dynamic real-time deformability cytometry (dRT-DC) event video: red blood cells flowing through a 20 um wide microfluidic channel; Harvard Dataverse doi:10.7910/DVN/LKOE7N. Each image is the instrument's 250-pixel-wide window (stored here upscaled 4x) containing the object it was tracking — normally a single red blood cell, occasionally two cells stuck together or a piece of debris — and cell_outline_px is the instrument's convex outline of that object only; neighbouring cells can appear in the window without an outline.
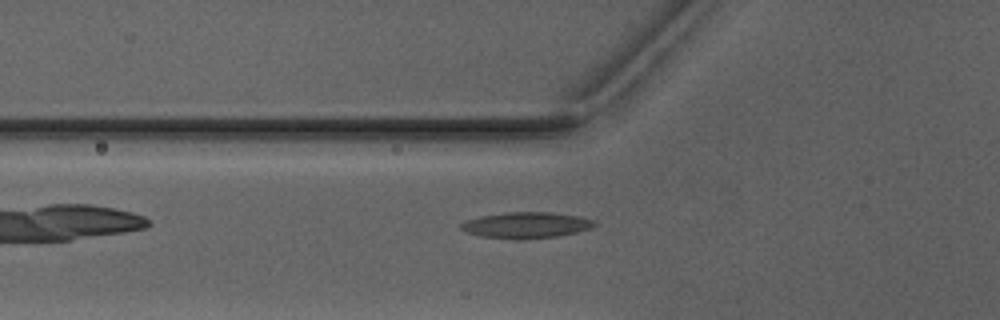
{"species": "Egyptian fruit bat (a non-hibernating species)", "species_latin": "Rousettus aegyptiacus", "temperature_condition": "warm", "stored_images_in_passage": 6, "camera_frame_rate_fps": 3000, "um_per_image_px": 0.085, "animal": {"sex": "male"}, "frame": {"image": 1, "passage_image": 6, "time_ms": 6.0, "image_size_px": [1000, 320], "cell_outline_px": [[596, 224], [592, 228], [576, 232], [556, 236], [520, 240], [480, 236], [468, 232], [460, 228], [460, 224], [468, 220], [480, 216], [504, 212], [552, 212], [576, 216], [596, 220]], "centroid_in_image_um": [44.74, 19.13], "position_along_channel_um": 81.1, "area_um2": 20.23}}